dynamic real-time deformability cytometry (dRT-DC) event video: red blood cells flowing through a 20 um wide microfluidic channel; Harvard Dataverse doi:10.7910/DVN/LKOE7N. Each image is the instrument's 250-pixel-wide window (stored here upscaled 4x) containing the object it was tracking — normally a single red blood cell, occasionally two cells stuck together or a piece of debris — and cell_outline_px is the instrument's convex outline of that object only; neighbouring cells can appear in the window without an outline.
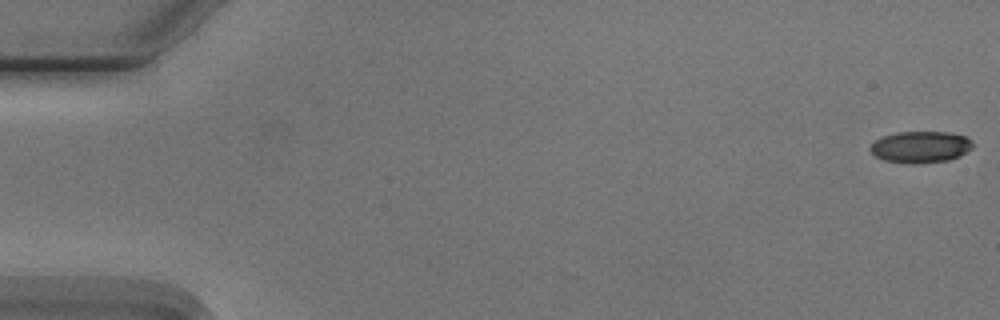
{"species": "Egyptian fruit bat (a non-hibernating species)", "species_latin": "Rousettus aegyptiacus", "temperature_condition": "cold", "stored_images_in_passage": 49, "camera_frame_rate_fps": 3000, "um_per_image_px": 0.085, "animal": {"sex": "male"}, "frame": {"image": 1, "passage_image": 1, "time_ms": 0.0, "image_size_px": [1000, 320], "cell_outline_px": [[972, 148], [960, 156], [948, 160], [916, 164], [908, 164], [884, 160], [876, 156], [868, 148], [876, 140], [884, 136], [896, 132], [948, 132], [964, 136], [972, 140]], "centroid_in_image_um": [78.25, 12.5], "position_along_channel_um": 6.8, "area_um2": 18.84}}
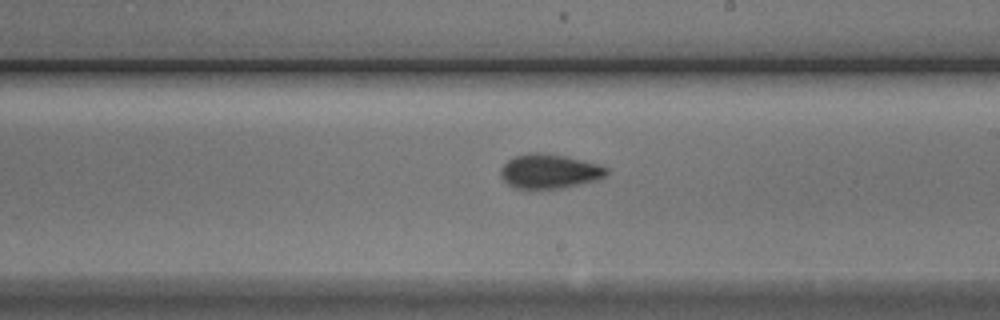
{"frame": {"image": 2, "passage_image": 32, "time_ms": 10.333, "image_size_px": [1000, 320], "cell_outline_px": [[608, 172], [604, 176], [596, 180], [580, 184], [560, 188], [528, 192], [516, 188], [508, 184], [500, 176], [500, 168], [508, 160], [516, 156], [528, 152], [536, 152], [564, 156], [600, 164], [608, 168]], "centroid_in_image_um": [46.65, 14.6], "position_along_channel_um": 242.3, "area_um2": 21.68}}
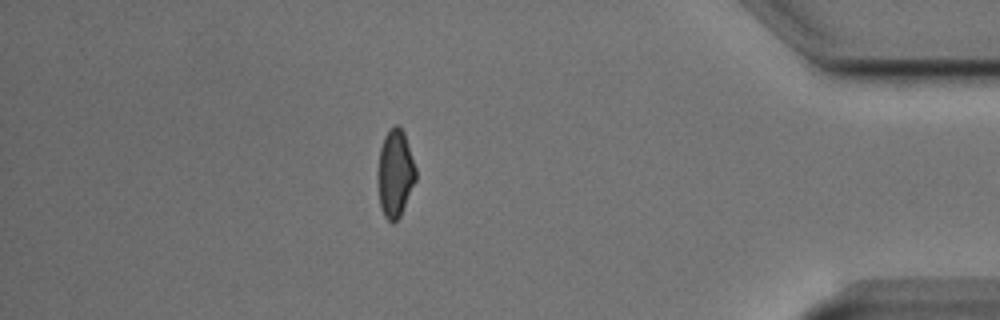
{"frame": {"image": 3, "passage_image": 48, "time_ms": 15.667, "image_size_px": [1000, 320], "cell_outline_px": [[416, 180], [400, 216], [392, 224], [384, 216], [380, 208], [380, 148], [384, 136], [396, 124], [404, 132], [416, 168]], "centroid_in_image_um": [33.63, 14.76], "position_along_channel_um": 401.6, "area_um2": 18.67}}